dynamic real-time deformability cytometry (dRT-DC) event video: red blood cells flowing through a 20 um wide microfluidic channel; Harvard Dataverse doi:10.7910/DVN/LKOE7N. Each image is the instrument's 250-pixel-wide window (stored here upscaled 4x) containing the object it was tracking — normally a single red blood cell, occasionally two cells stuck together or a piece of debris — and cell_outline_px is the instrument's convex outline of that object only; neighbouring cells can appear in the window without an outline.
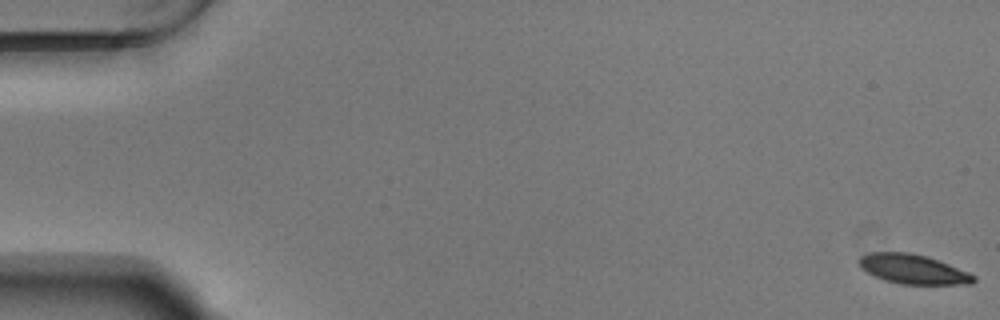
{"species": "Egyptian fruit bat (a non-hibernating species)", "species_latin": "Rousettus aegyptiacus", "temperature_condition": "warm", "stored_images_in_passage": 34, "camera_frame_rate_fps": 3000, "um_per_image_px": 0.085, "animal": {"sex": "male"}, "frame": {"image": 1, "passage_image": 1, "time_ms": 0.0, "image_size_px": [1000, 320], "cell_outline_px": [[976, 280], [972, 284], [900, 284], [884, 280], [868, 272], [860, 264], [860, 256], [872, 252], [908, 252], [924, 256], [948, 264], [968, 272], [976, 276]], "centroid_in_image_um": [77.64, 22.89], "position_along_channel_um": 7.4, "area_um2": 19.31}}
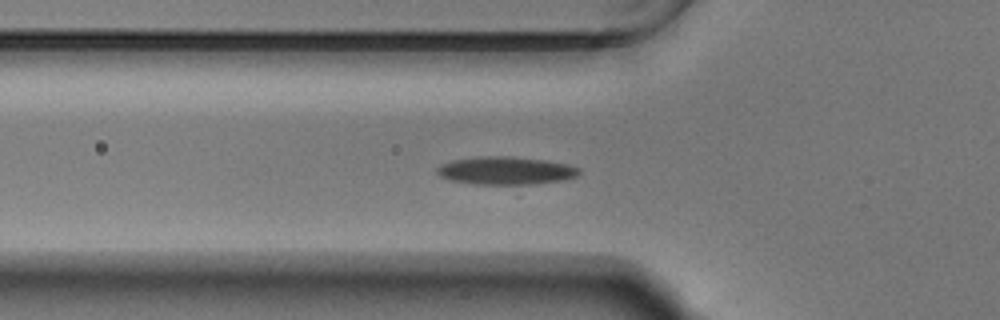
{"frame": {"image": 2, "passage_image": 20, "time_ms": 6.333, "image_size_px": [1000, 320], "cell_outline_px": [[580, 172], [576, 176], [564, 180], [532, 184], [476, 184], [448, 180], [440, 176], [436, 172], [436, 168], [440, 164], [452, 160], [476, 156], [512, 156], [544, 160], [568, 164], [580, 168]], "centroid_in_image_um": [42.95, 14.49], "position_along_channel_um": 82.8, "area_um2": 23.29}}
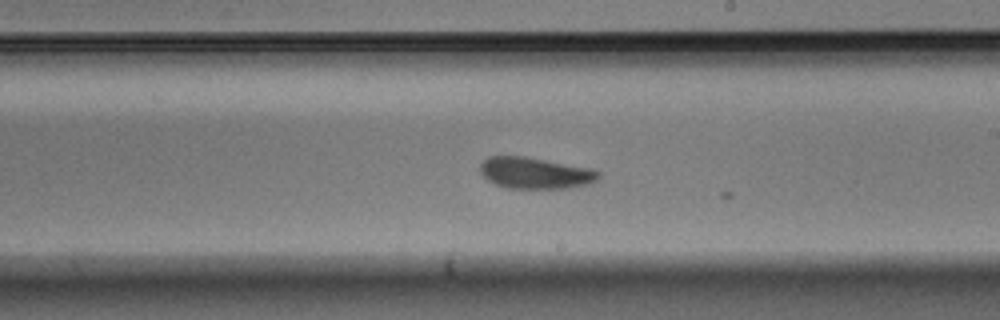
{"frame": {"image": 3, "passage_image": 33, "time_ms": 10.667, "image_size_px": [1000, 320], "cell_outline_px": [[600, 176], [596, 180], [588, 184], [568, 188], [508, 188], [496, 184], [488, 180], [480, 172], [480, 164], [488, 156], [524, 156], [588, 168], [600, 172]], "centroid_in_image_um": [45.46, 14.71], "position_along_channel_um": 243.5, "area_um2": 21.39}}